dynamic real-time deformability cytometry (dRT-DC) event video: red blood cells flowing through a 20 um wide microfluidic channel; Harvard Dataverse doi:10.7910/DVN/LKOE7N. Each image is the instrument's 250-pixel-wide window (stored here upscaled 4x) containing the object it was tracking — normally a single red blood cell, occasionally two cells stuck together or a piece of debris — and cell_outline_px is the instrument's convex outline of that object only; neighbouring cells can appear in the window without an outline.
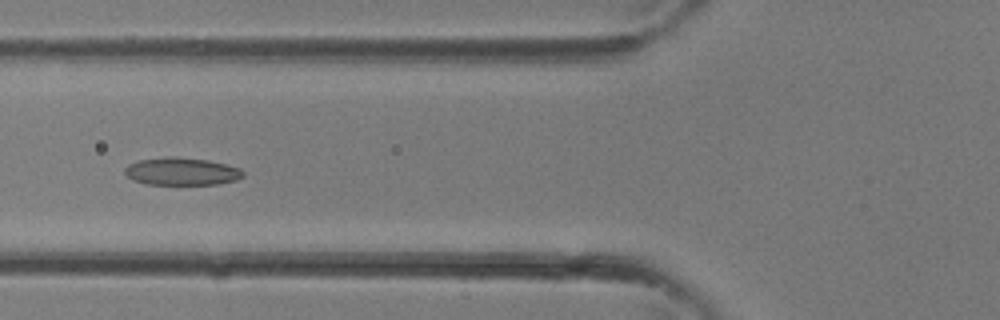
{"species": "common noctule bat (a hibernating species)", "species_latin": "Nyctalus noctula", "temperature_condition": "room temperature", "stored_images_in_passage": 26, "camera_frame_rate_fps": 3000, "um_per_image_px": 0.085, "animal": {"sex": "female"}, "frame": {"image": 1, "passage_image": 5, "time_ms": 1.333, "image_size_px": [1000, 320], "cell_outline_px": [[244, 176], [236, 180], [216, 184], [144, 184], [132, 180], [124, 172], [124, 168], [128, 164], [140, 160], [168, 156], [176, 156], [208, 160], [228, 164], [240, 168], [244, 172]], "centroid_in_image_um": [15.44, 14.56], "position_along_channel_um": 110.4, "area_um2": 19.19}}
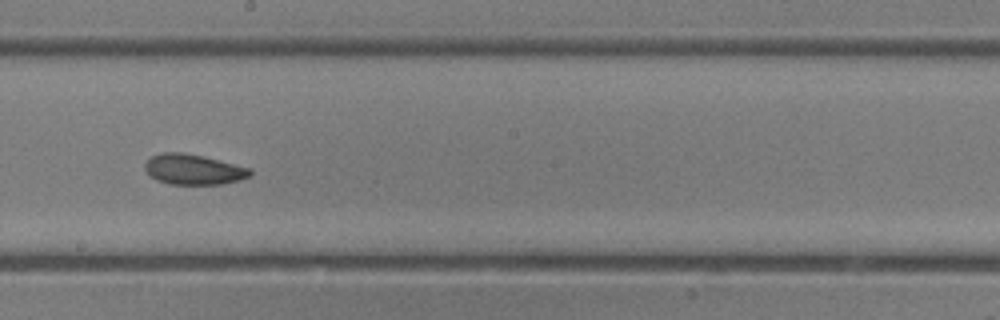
{"frame": {"image": 2, "passage_image": 11, "time_ms": 3.333, "image_size_px": [1000, 320], "cell_outline_px": [[252, 176], [240, 180], [220, 184], [168, 184], [156, 180], [144, 168], [144, 164], [152, 156], [164, 152], [180, 152], [204, 156], [252, 168]], "centroid_in_image_um": [16.49, 14.4], "position_along_channel_um": 231.7, "area_um2": 18.67}}
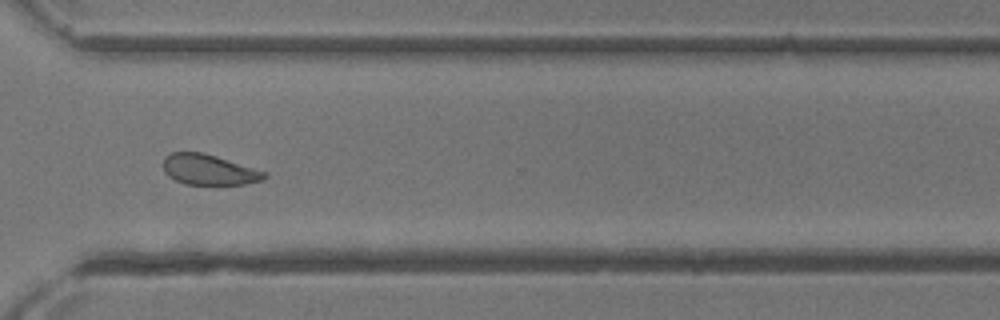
{"frame": {"image": 3, "passage_image": 17, "time_ms": 5.333, "image_size_px": [1000, 320], "cell_outline_px": [[268, 176], [264, 180], [244, 184], [184, 184], [168, 176], [164, 172], [164, 156], [172, 152], [204, 152], [268, 172]], "centroid_in_image_um": [17.78, 14.42], "position_along_channel_um": 352.8, "area_um2": 18.09}}